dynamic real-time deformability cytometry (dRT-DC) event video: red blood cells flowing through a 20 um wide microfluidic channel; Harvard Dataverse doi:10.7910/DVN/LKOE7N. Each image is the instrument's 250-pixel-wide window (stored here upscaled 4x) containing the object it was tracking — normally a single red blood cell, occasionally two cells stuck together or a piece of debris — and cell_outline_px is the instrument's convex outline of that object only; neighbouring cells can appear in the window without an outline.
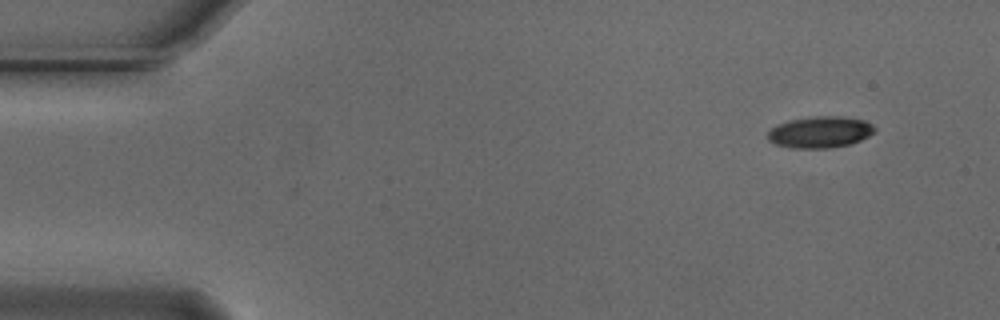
{"species": "Egyptian fruit bat (a non-hibernating species)", "species_latin": "Rousettus aegyptiacus", "temperature_condition": "cold", "stored_images_in_passage": 52, "segment_of_instrument_passage": [1, 2], "camera_frame_rate_fps": 3000, "um_per_image_px": 0.085, "animal": {"sex": "male"}, "frame": {"image": 1, "passage_image": 1, "time_ms": 0.0, "image_size_px": [1000, 320], "cell_outline_px": [[876, 132], [860, 140], [848, 144], [828, 148], [792, 148], [776, 144], [768, 140], [768, 132], [776, 124], [788, 120], [816, 116], [844, 116], [864, 120], [872, 124], [876, 128]], "centroid_in_image_um": [69.71, 11.22], "position_along_channel_um": 15.3, "area_um2": 19.65}}
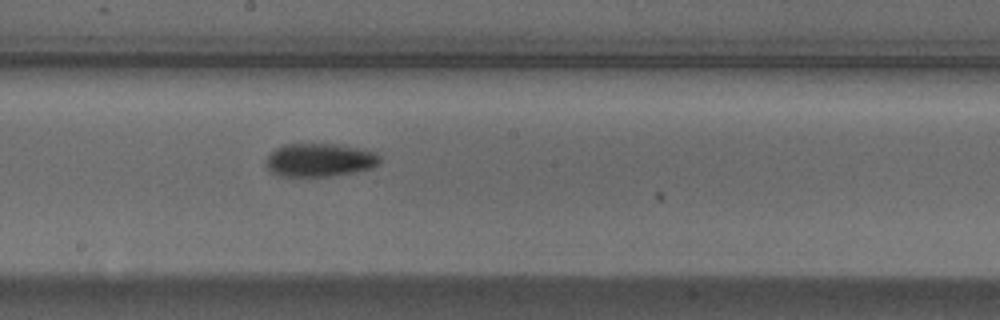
{"frame": {"image": 2, "passage_image": 26, "time_ms": 8.333, "image_size_px": [1000, 320], "cell_outline_px": [[380, 164], [372, 168], [332, 176], [280, 176], [272, 172], [264, 164], [264, 160], [276, 148], [284, 144], [340, 144], [376, 152], [380, 156]], "centroid_in_image_um": [27.17, 13.6], "position_along_channel_um": 221.0, "area_um2": 22.2}}
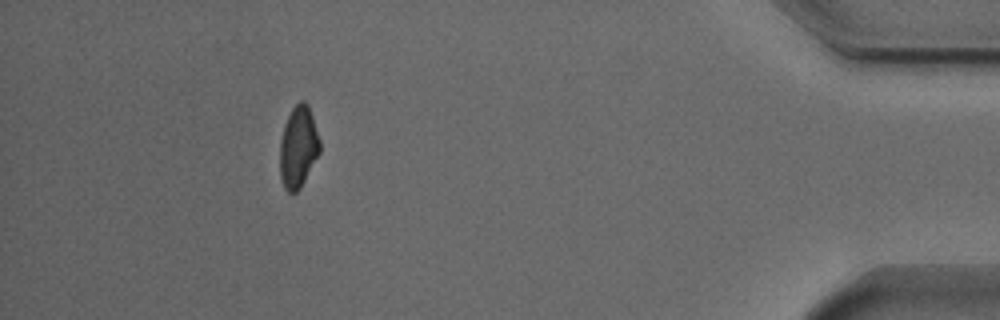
{"frame": {"image": 3, "passage_image": 46, "time_ms": 15.0, "image_size_px": [1000, 320], "cell_outline_px": [[320, 152], [300, 188], [296, 192], [288, 192], [284, 188], [280, 176], [280, 140], [284, 124], [292, 108], [300, 100], [304, 100], [308, 104], [320, 140]], "centroid_in_image_um": [25.34, 12.48], "position_along_channel_um": 409.9, "area_um2": 18.96}}